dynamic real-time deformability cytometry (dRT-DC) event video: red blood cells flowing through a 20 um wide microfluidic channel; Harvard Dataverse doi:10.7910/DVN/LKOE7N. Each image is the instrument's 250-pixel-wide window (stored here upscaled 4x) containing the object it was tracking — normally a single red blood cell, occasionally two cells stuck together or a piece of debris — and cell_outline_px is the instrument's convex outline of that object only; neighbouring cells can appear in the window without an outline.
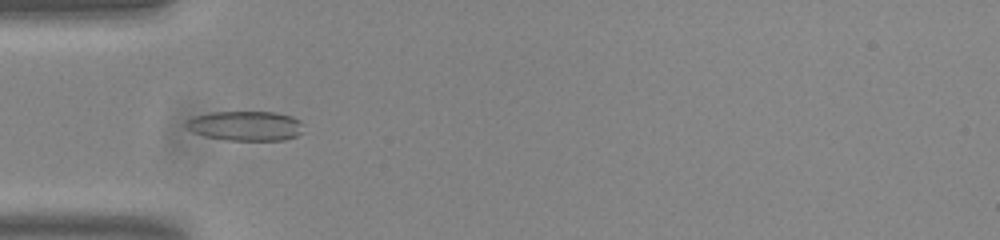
{"species": "common noctule bat (a hibernating species)", "species_latin": "Nyctalus noctula", "temperature_condition": "room temperature", "stored_images_in_passage": 54, "camera_frame_rate_fps": 3000, "um_per_image_px": 0.085, "animal": {"sex": "male", "body_mass_g": 20.0, "forearm_length_mm": 53.3}, "frame": {"image": 1, "passage_image": 17, "time_ms": 5.333, "image_size_px": [1000, 240], "cell_outline_px": [[304, 132], [296, 136], [284, 140], [228, 140], [204, 136], [192, 132], [184, 124], [184, 120], [192, 116], [212, 112], [276, 112], [292, 116], [300, 120]], "centroid_in_image_um": [20.85, 10.69], "position_along_channel_um": 64.1, "area_um2": 20.58}}
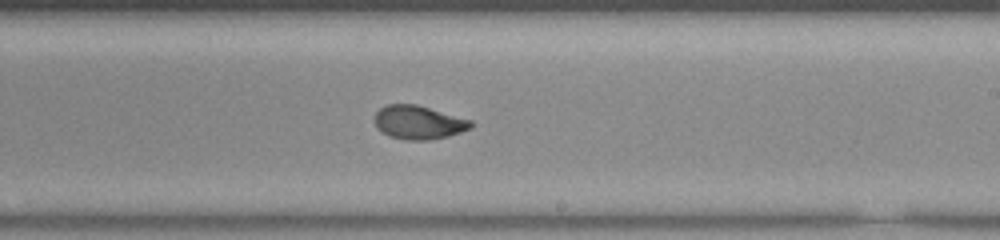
{"frame": {"image": 2, "passage_image": 32, "time_ms": 10.333, "image_size_px": [1000, 240], "cell_outline_px": [[476, 124], [472, 128], [448, 136], [428, 140], [404, 140], [388, 136], [376, 124], [376, 112], [380, 108], [388, 104], [416, 104], [472, 120]], "centroid_in_image_um": [35.63, 10.4], "position_along_channel_um": 253.4, "area_um2": 18.79}}
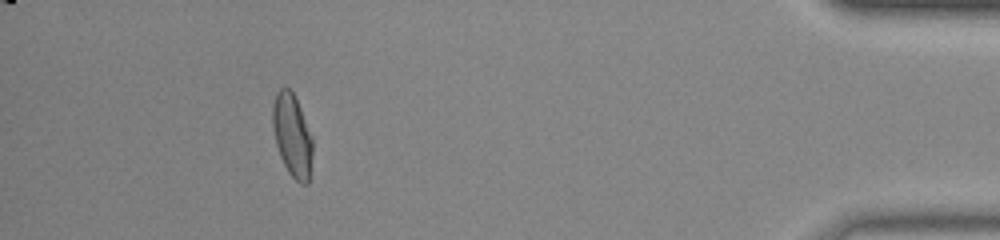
{"frame": {"image": 3, "passage_image": 49, "time_ms": 16.0, "image_size_px": [1000, 240], "cell_outline_px": [[312, 156], [308, 184], [300, 184], [288, 172], [280, 156], [276, 144], [272, 128], [272, 104], [276, 92], [280, 88], [288, 88], [292, 92], [300, 108], [312, 136]], "centroid_in_image_um": [24.82, 11.51], "position_along_channel_um": 410.4, "area_um2": 19.25}, "authors_computed_cell_mechanics": {"area_um2": 19.5942, "velocity_mm_per_s": 3.8054, "shape_relaxation_time_tau1_ms": 7.9116, "shape_relaxation_time_tau2_ms": 1.4025, "deformation_change_tau1": 0.2198, "deformation_change_tau2": 0.0655}}